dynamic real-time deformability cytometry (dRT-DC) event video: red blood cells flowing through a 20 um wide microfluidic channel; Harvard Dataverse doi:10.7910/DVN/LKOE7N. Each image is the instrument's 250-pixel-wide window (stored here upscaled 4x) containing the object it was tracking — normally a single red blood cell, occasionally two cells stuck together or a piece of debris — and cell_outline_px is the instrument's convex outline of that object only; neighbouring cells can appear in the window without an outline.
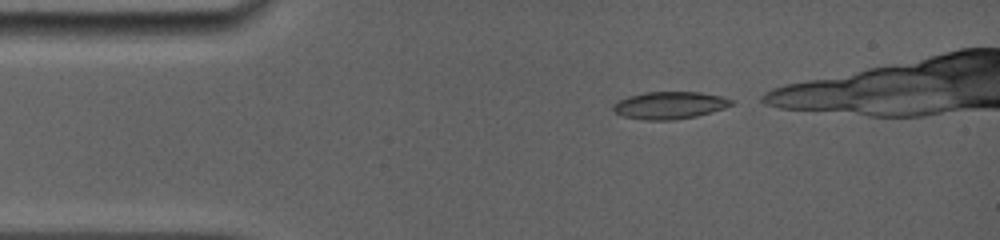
{"species": "common noctule bat (a hibernating species)", "species_latin": "Nyctalus noctula", "temperature_condition": "room temperature", "stored_images_in_passage": 15, "camera_frame_rate_fps": 5000, "um_per_image_px": 0.085, "animal": {"sex": "female", "body_mass_g": 19.0, "forearm_length_mm": 56.7}, "frame": {"image": 1, "passage_image": 1, "time_ms": 0.0, "image_size_px": [1000, 240], "cell_outline_px": [[736, 100], [732, 104], [724, 108], [712, 112], [696, 116], [672, 120], [644, 120], [624, 116], [616, 112], [612, 108], [612, 104], [616, 100], [628, 96], [644, 92], [700, 92], [720, 96]], "centroid_in_image_um": [56.9, 8.94], "position_along_channel_um": 28.1, "area_um2": 18.9}}
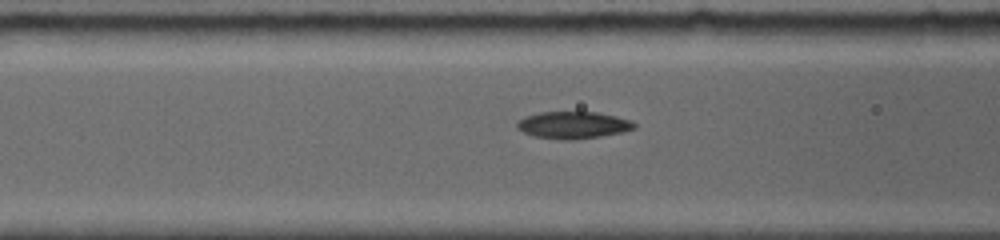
{"frame": {"image": 2, "passage_image": 11, "time_ms": 3.4, "image_size_px": [1000, 240], "cell_outline_px": [[636, 128], [620, 132], [600, 136], [576, 140], [564, 140], [532, 136], [516, 128], [516, 124], [524, 116], [540, 112], [596, 112], [616, 116], [632, 120], [636, 124]], "centroid_in_image_um": [48.71, 10.63], "position_along_channel_um": 117.9, "area_um2": 18.55}}
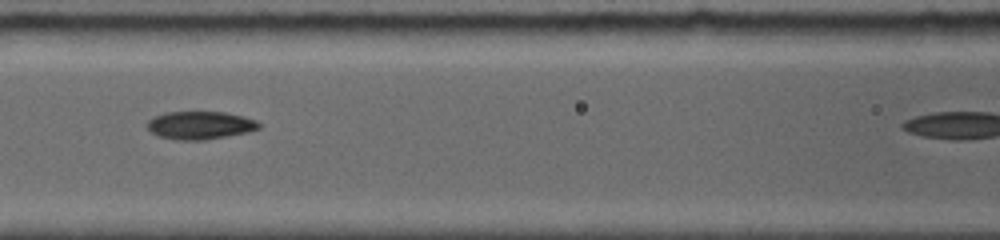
{"frame": {"image": 3, "passage_image": 13, "time_ms": 4.2, "image_size_px": [1000, 240], "cell_outline_px": [[260, 128], [248, 132], [204, 140], [176, 140], [160, 136], [152, 132], [148, 128], [148, 120], [152, 116], [164, 112], [224, 112], [244, 116], [256, 120], [260, 124]], "centroid_in_image_um": [17.01, 10.64], "position_along_channel_um": 149.6, "area_um2": 18.21}}